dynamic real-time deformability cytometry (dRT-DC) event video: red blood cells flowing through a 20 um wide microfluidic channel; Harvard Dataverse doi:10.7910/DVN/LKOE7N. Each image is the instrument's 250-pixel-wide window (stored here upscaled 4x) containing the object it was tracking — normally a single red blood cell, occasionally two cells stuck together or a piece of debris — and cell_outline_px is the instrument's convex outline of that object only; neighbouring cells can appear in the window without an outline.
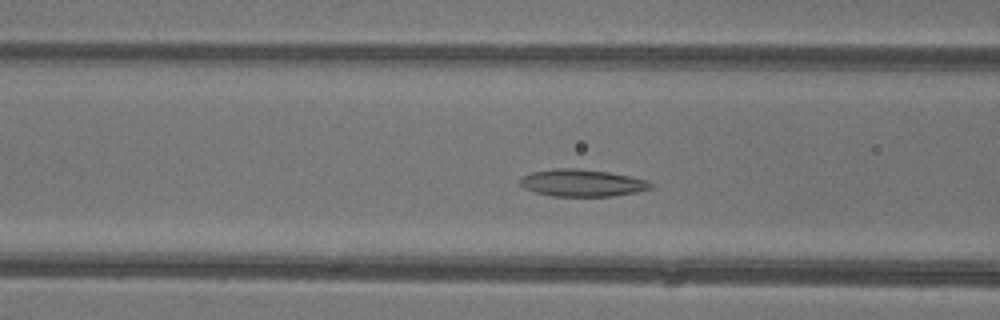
{"species": "common noctule bat (a hibernating species)", "species_latin": "Nyctalus noctula", "temperature_condition": "warm", "stored_images_in_passage": 14, "camera_frame_rate_fps": 3000, "um_per_image_px": 0.085, "animal": {"sex": "female"}, "frame": {"image": 1, "passage_image": 14, "time_ms": 4.333, "image_size_px": [1000, 320], "cell_outline_px": [[652, 188], [636, 192], [612, 196], [552, 196], [536, 192], [524, 188], [520, 184], [520, 176], [532, 172], [556, 168], [576, 168], [608, 172], [632, 176], [648, 180], [652, 184]], "centroid_in_image_um": [49.48, 15.54], "position_along_channel_um": 117.1, "area_um2": 20.69}}